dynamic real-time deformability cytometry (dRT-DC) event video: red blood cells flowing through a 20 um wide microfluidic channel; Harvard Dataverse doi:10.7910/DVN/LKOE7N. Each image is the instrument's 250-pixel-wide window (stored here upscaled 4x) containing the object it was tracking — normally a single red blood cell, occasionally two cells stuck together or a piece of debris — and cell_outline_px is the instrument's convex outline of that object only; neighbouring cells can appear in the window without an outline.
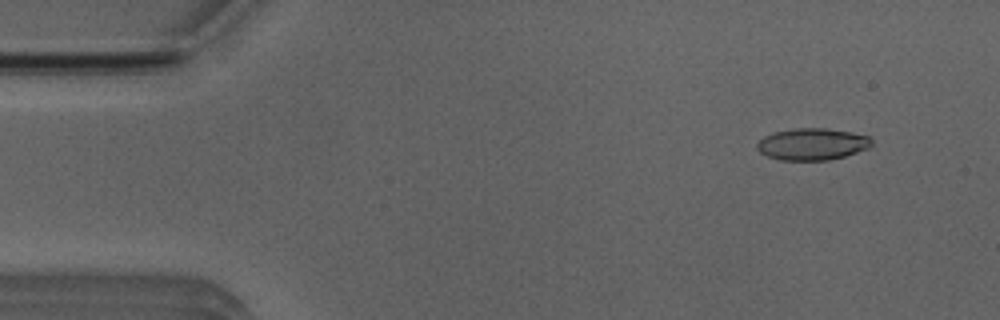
{"species": "Egyptian fruit bat (a non-hibernating species)", "species_latin": "Rousettus aegyptiacus", "temperature_condition": "room temperature", "stored_images_in_passage": 13, "camera_frame_rate_fps": 3000, "um_per_image_px": 0.085, "animal": {"sex": "male"}, "frame": {"image": 1, "passage_image": 5, "time_ms": 1.333, "image_size_px": [1000, 320], "cell_outline_px": [[872, 144], [868, 148], [844, 156], [828, 160], [780, 160], [768, 156], [760, 152], [756, 148], [756, 144], [764, 136], [772, 132], [796, 128], [824, 128], [852, 132], [868, 136], [872, 140]], "centroid_in_image_um": [69.02, 12.24], "position_along_channel_um": 16.0, "area_um2": 21.21}}